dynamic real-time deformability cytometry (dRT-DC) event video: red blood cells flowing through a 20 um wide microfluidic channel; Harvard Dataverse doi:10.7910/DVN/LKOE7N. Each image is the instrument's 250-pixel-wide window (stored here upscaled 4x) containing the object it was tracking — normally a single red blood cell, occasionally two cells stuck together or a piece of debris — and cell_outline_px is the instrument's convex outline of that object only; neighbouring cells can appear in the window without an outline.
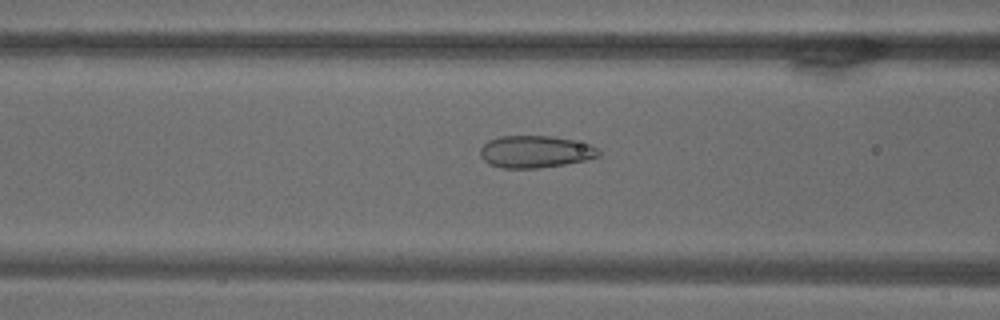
{"species": "common noctule bat (a hibernating species)", "species_latin": "Nyctalus noctula", "temperature_condition": "warm", "stored_images_in_passage": 64, "camera_frame_rate_fps": 3000, "um_per_image_px": 0.085, "animal": {"sex": "male", "body_mass_g": 18.8}, "frame": {"image": 1, "passage_image": 28, "time_ms": 9.0, "image_size_px": [1000, 320], "cell_outline_px": [[600, 156], [584, 160], [564, 164], [536, 168], [504, 168], [488, 164], [480, 156], [480, 148], [488, 140], [500, 136], [552, 136], [592, 144], [600, 152]], "centroid_in_image_um": [45.48, 12.89], "position_along_channel_um": 121.1, "area_um2": 22.14}}
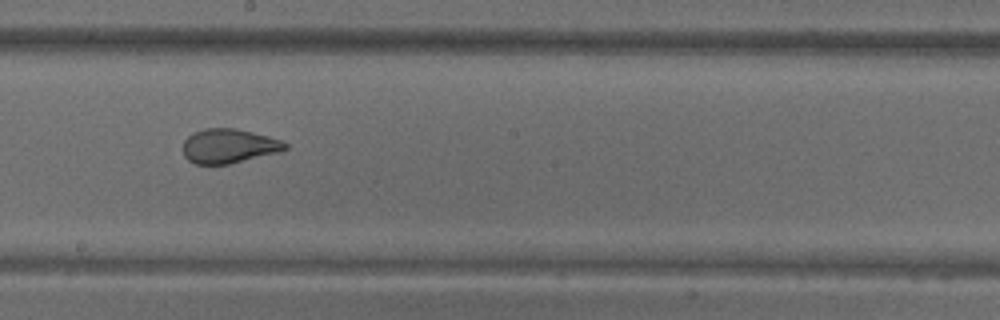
{"frame": {"image": 2, "passage_image": 39, "time_ms": 12.667, "image_size_px": [1000, 320], "cell_outline_px": [[288, 148], [280, 152], [228, 164], [196, 164], [188, 160], [184, 156], [184, 140], [188, 136], [204, 128], [236, 128], [268, 136], [280, 140], [288, 144]], "centroid_in_image_um": [19.46, 12.41], "position_along_channel_um": 228.7, "area_um2": 20.35}}
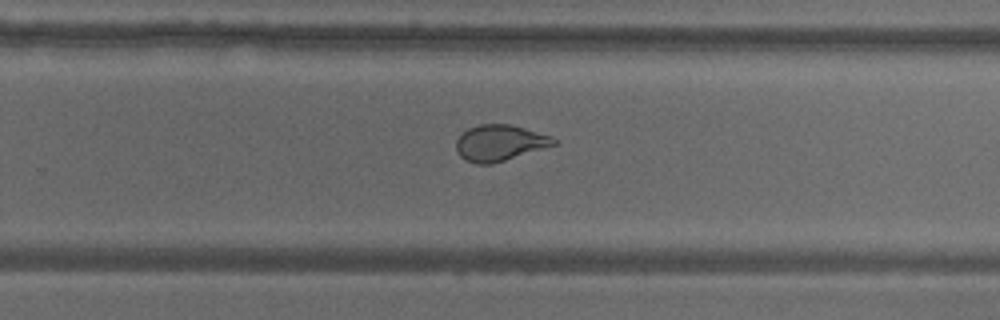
{"frame": {"image": 3, "passage_image": 45, "time_ms": 14.667, "image_size_px": [1000, 320], "cell_outline_px": [[556, 144], [492, 164], [476, 164], [464, 160], [456, 152], [456, 140], [468, 128], [480, 124], [508, 124], [524, 128], [552, 136], [556, 140]], "centroid_in_image_um": [42.44, 12.15], "position_along_channel_um": 287.4, "area_um2": 20.35}}